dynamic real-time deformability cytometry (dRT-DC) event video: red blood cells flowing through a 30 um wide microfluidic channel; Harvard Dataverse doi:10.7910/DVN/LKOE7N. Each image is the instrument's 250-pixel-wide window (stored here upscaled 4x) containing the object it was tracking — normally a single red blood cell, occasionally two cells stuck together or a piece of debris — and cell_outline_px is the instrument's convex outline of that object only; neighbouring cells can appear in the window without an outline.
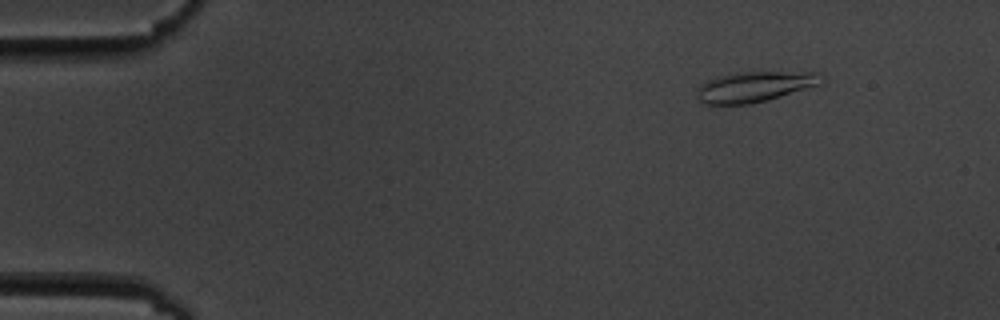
{"species": "common noctule bat (a hibernating species)", "species_latin": "Nyctalus noctula", "temperature_condition": "cold", "stored_images_in_passage": 6, "camera_frame_rate_fps": 3000, "um_per_image_px": 0.085, "animal": {"sex": "male", "body_mass_g": 19.5, "forearm_length_mm": 54.6}, "frame": {"image": 1, "passage_image": 2, "time_ms": 1.0, "image_size_px": [1000, 320], "cell_outline_px": [[824, 80], [820, 84], [780, 96], [748, 104], [700, 104], [696, 96], [696, 88], [708, 80], [716, 76], [736, 72], [820, 72], [824, 76]], "centroid_in_image_um": [64.1, 7.36], "position_along_channel_um": 20.9, "area_um2": 22.14}}